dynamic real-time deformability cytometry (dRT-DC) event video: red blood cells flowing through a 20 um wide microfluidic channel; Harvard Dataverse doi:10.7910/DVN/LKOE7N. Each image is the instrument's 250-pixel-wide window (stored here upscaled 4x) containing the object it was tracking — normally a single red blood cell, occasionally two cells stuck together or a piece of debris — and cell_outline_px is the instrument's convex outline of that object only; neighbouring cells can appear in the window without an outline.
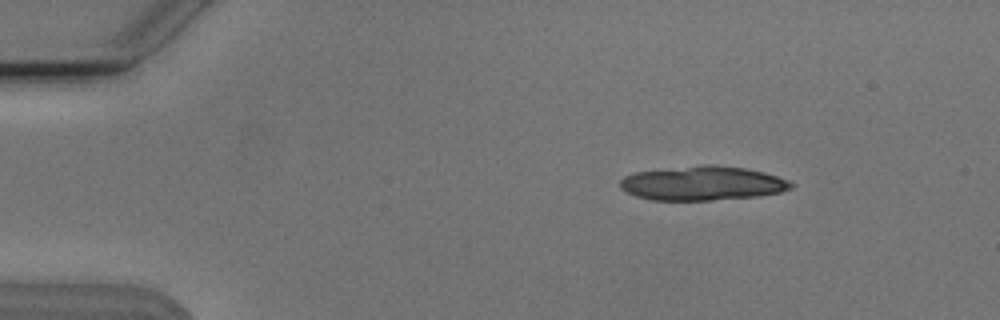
{"species": "Egyptian fruit bat (a non-hibernating species)", "species_latin": "Rousettus aegyptiacus", "temperature_condition": "cold", "stored_images_in_passage": 12, "camera_frame_rate_fps": 3000, "um_per_image_px": 0.085, "animal": {"sex": "male"}, "frame": {"image": 1, "passage_image": 1, "time_ms": 0.0, "image_size_px": [1000, 320], "cell_outline_px": [[796, 184], [792, 188], [780, 192], [760, 196], [712, 200], [652, 200], [636, 196], [620, 188], [620, 180], [624, 176], [636, 172], [700, 164], [712, 164], [744, 168], [764, 172], [788, 180]], "centroid_in_image_um": [59.73, 15.57], "position_along_channel_um": 25.3, "area_um2": 34.22}}